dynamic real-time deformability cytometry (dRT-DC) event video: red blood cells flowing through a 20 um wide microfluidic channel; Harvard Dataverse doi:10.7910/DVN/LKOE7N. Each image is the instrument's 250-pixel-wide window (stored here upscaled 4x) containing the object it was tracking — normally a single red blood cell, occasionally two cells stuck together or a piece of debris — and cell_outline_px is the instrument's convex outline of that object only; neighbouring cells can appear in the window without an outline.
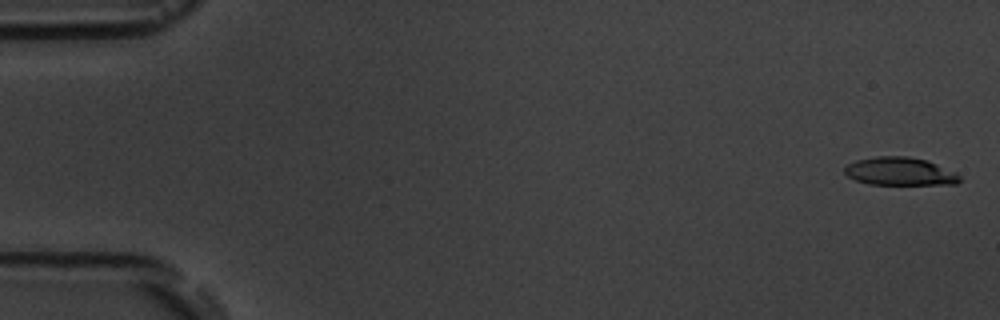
{"species": "common noctule bat (a hibernating species)", "species_latin": "Nyctalus noctula", "temperature_condition": "room temperature", "stored_images_in_passage": 4, "camera_frame_rate_fps": 3000, "um_per_image_px": 0.085, "animal": {"sex": "male", "body_mass_g": 19.5, "forearm_length_mm": 54.6}, "frame": {"image": 1, "passage_image": 1, "time_ms": 0.0, "image_size_px": [1000, 320], "cell_outline_px": [[960, 180], [956, 184], [868, 184], [856, 180], [848, 176], [844, 172], [844, 168], [848, 164], [856, 160], [876, 156], [908, 156], [928, 160], [956, 172], [960, 176]], "centroid_in_image_um": [76.5, 14.56], "position_along_channel_um": 8.5, "area_um2": 18.84}}